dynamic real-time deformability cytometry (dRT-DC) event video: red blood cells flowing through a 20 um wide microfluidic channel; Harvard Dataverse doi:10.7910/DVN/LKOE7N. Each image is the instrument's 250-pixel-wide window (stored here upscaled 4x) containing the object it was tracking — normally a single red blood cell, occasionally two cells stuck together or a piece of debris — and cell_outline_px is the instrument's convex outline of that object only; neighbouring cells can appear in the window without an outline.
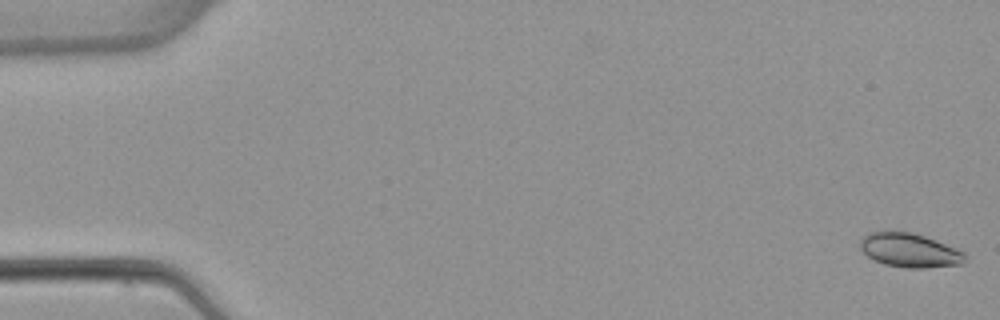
{"species": "common noctule bat (a hibernating species)", "species_latin": "Nyctalus noctula", "temperature_condition": "warm", "stored_images_in_passage": 5, "camera_frame_rate_fps": 3000, "um_per_image_px": 0.085, "animal": {"sex": "female", "body_mass_g": 22.7, "forearm_length_mm": 54.2}, "frame": {"image": 1, "passage_image": 1, "time_ms": 0.0, "image_size_px": [1000, 320], "cell_outline_px": [[968, 256], [964, 264], [924, 268], [904, 268], [884, 264], [868, 256], [860, 248], [860, 240], [868, 232], [912, 232], [924, 236], [956, 248], [964, 252]], "centroid_in_image_um": [77.36, 21.29], "position_along_channel_um": 7.6, "area_um2": 20.75}}
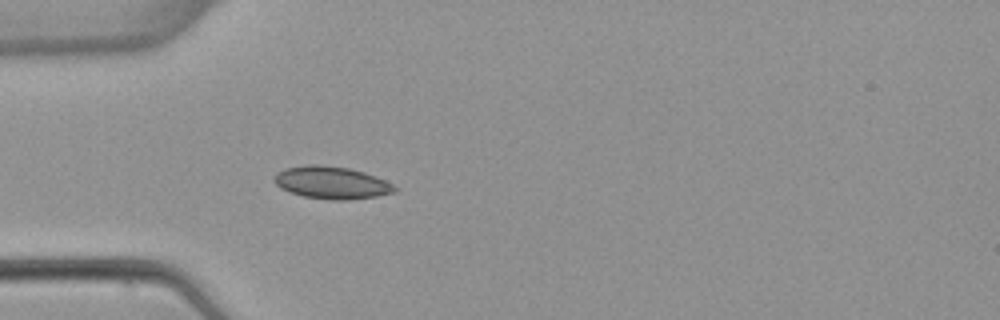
{"frame": {"image": 2, "passage_image": 5, "time_ms": 5.0, "image_size_px": [1000, 320], "cell_outline_px": [[396, 192], [376, 196], [348, 200], [332, 200], [304, 196], [280, 188], [272, 180], [276, 172], [284, 168], [308, 164], [320, 164], [348, 168], [364, 172], [384, 180], [392, 184], [396, 188]], "centroid_in_image_um": [28.15, 15.51], "position_along_channel_um": 56.9, "area_um2": 22.72}}